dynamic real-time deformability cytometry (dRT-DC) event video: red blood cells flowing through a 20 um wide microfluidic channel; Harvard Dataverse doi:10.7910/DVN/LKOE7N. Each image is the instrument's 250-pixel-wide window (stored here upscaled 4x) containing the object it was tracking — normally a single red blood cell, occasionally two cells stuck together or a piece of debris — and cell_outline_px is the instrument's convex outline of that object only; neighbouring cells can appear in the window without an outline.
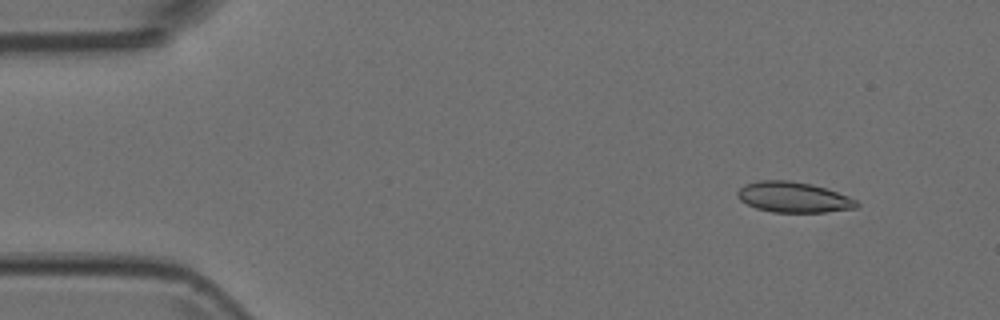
{"species": "Egyptian fruit bat (a non-hibernating species)", "species_latin": "Rousettus aegyptiacus", "temperature_condition": "room temperature", "stored_images_in_passage": 4, "camera_frame_rate_fps": 3000, "um_per_image_px": 0.085, "animal": {"sex": "female"}, "frame": {"image": 1, "passage_image": 1, "time_ms": 0.0, "image_size_px": [1000, 320], "cell_outline_px": [[860, 204], [856, 208], [824, 212], [772, 212], [756, 208], [740, 200], [736, 196], [736, 192], [744, 184], [756, 180], [788, 180], [812, 184], [848, 196], [856, 200]], "centroid_in_image_um": [67.41, 16.75], "position_along_channel_um": 17.6, "area_um2": 21.21}}
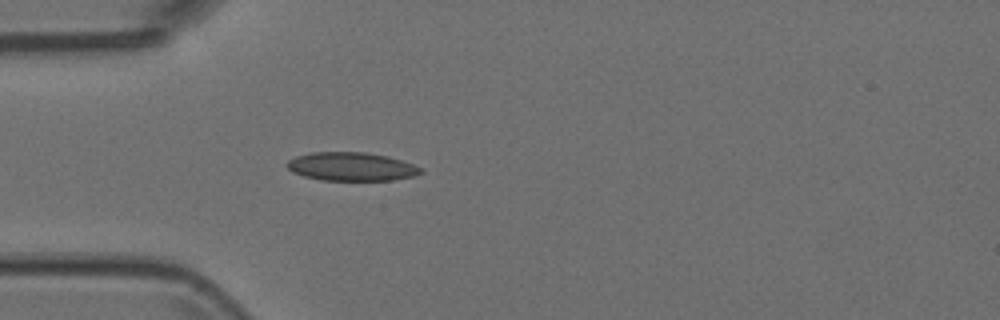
{"frame": {"image": 2, "passage_image": 4, "time_ms": 1.0, "image_size_px": [1000, 320], "cell_outline_px": [[424, 172], [412, 176], [392, 180], [320, 180], [304, 176], [292, 172], [284, 164], [288, 160], [296, 156], [312, 152], [364, 152], [388, 156], [412, 164], [420, 168]], "centroid_in_image_um": [29.82, 14.16], "position_along_channel_um": 55.2, "area_um2": 22.14}}